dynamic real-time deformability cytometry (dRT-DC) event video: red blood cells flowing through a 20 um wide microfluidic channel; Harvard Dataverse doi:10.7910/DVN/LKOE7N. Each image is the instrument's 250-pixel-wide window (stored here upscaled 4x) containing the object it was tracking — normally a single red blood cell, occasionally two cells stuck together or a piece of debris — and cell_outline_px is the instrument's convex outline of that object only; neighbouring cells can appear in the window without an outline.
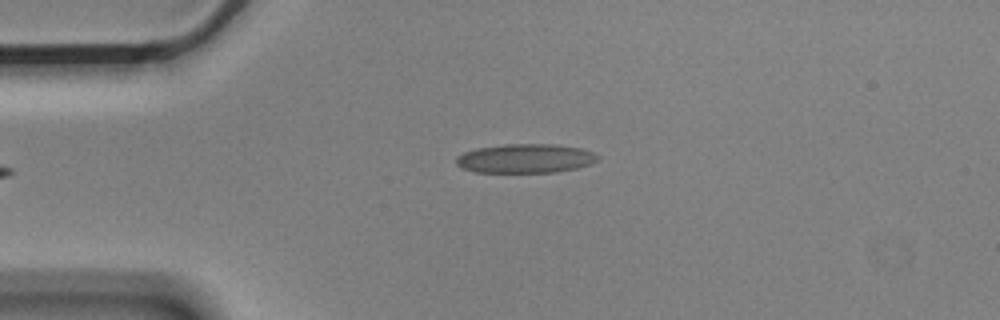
{"species": "Egyptian fruit bat (a non-hibernating species)", "species_latin": "Rousettus aegyptiacus", "temperature_condition": "cold", "stored_images_in_passage": 3, "camera_frame_rate_fps": 3000, "um_per_image_px": 0.085, "animal": {"sex": "male"}, "frame": {"image": 1, "passage_image": 3, "time_ms": 0.667, "image_size_px": [1000, 320], "cell_outline_px": [[600, 156], [596, 160], [588, 164], [576, 168], [556, 172], [472, 172], [460, 168], [456, 164], [456, 156], [464, 152], [476, 148], [504, 144], [552, 144], [580, 148], [592, 152]], "centroid_in_image_um": [44.59, 13.47], "position_along_channel_um": 40.4, "area_um2": 23.99}}